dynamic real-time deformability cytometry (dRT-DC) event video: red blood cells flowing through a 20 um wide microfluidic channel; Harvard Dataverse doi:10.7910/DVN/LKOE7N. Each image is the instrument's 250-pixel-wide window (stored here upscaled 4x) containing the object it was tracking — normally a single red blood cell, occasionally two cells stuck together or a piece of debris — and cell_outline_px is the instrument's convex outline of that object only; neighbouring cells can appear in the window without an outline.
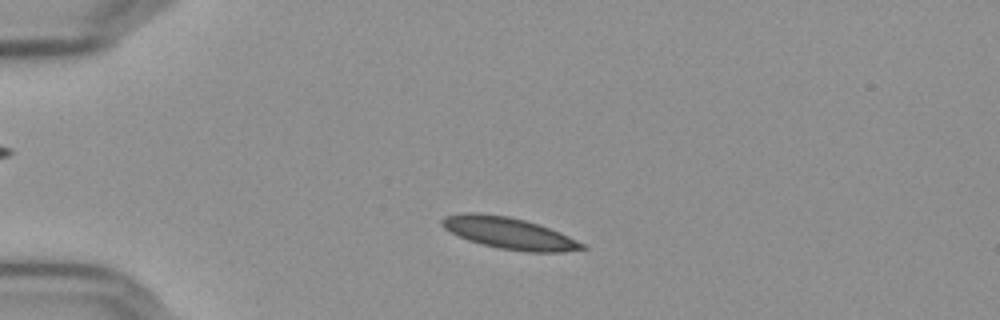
{"species": "Egyptian fruit bat (a non-hibernating species)", "species_latin": "Rousettus aegyptiacus", "temperature_condition": "cold", "stored_images_in_passage": 52, "camera_frame_rate_fps": 3000, "um_per_image_px": 0.085, "frame": {"image": 1, "passage_image": 9, "time_ms": 2.667, "image_size_px": [1000, 320], "cell_outline_px": [[588, 248], [564, 252], [528, 252], [500, 248], [480, 244], [468, 240], [444, 228], [440, 224], [440, 220], [444, 216], [464, 212], [476, 212], [508, 216], [524, 220], [560, 232], [584, 244]], "centroid_in_image_um": [43.24, 19.81], "position_along_channel_um": 41.8, "area_um2": 25.66}}
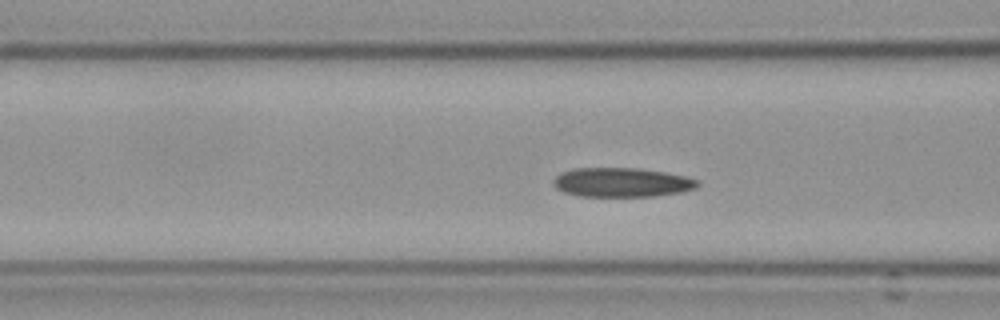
{"frame": {"image": 2, "passage_image": 18, "time_ms": 5.667, "image_size_px": [1000, 320], "cell_outline_px": [[700, 184], [696, 188], [680, 192], [652, 196], [580, 196], [564, 192], [556, 188], [552, 184], [552, 180], [560, 172], [576, 168], [640, 168], [664, 172], [684, 176], [700, 180]], "centroid_in_image_um": [52.83, 15.49], "position_along_channel_um": 113.8, "area_um2": 24.62}}
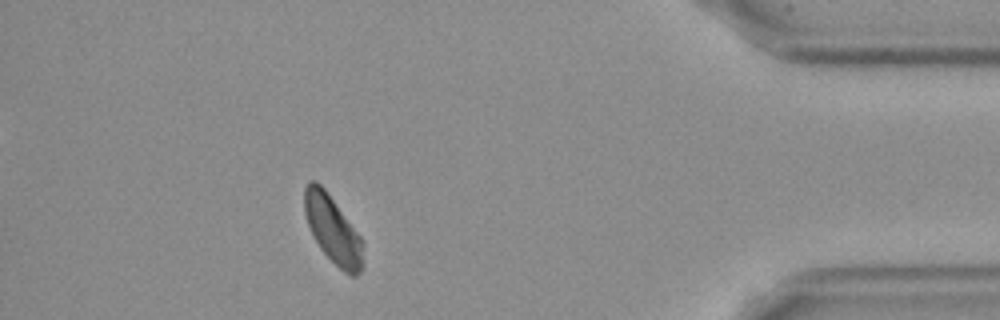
{"frame": {"image": 3, "passage_image": 46, "time_ms": 15.0, "image_size_px": [1000, 320], "cell_outline_px": [[364, 268], [356, 276], [352, 276], [344, 272], [320, 248], [308, 224], [304, 212], [304, 188], [308, 180], [316, 180], [324, 188], [360, 236], [364, 244]], "centroid_in_image_um": [28.31, 19.52], "position_along_channel_um": 406.9, "area_um2": 22.95}, "authors_computed_cell_mechanics": {"area_um2": 24.3916, "velocity_mm_per_s": 3.5928, "shape_relaxation_time_tau1_ms": null, "shape_relaxation_time_tau2_ms": 5.4457, "deformation_change_tau1": null, "deformation_change_tau2": 0.0871}}